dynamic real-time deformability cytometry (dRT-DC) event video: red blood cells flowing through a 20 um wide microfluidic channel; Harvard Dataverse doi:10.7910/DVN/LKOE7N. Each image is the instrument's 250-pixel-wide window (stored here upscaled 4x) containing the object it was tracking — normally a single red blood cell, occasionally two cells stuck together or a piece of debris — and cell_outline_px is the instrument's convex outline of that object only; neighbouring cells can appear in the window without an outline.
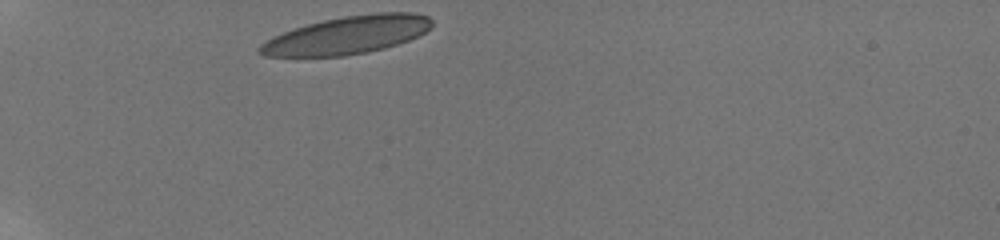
{"species": "human", "species_latin": "Homo sapiens", "temperature_condition": "room temperature", "stored_images_in_passage": 5, "camera_frame_rate_fps": 3000, "um_per_image_px": 0.085, "donor": {"sex": "male"}, "frame": {"image": 1, "passage_image": 1, "time_ms": 0.0, "image_size_px": [1000, 240], "cell_outline_px": [[432, 28], [408, 40], [384, 48], [368, 52], [344, 56], [264, 56], [256, 52], [256, 48], [260, 44], [284, 32], [308, 24], [324, 20], [344, 16], [376, 12], [416, 12], [428, 16], [432, 20]], "centroid_in_image_um": [29.54, 2.98], "position_along_channel_um": 55.5, "area_um2": 37.8}}